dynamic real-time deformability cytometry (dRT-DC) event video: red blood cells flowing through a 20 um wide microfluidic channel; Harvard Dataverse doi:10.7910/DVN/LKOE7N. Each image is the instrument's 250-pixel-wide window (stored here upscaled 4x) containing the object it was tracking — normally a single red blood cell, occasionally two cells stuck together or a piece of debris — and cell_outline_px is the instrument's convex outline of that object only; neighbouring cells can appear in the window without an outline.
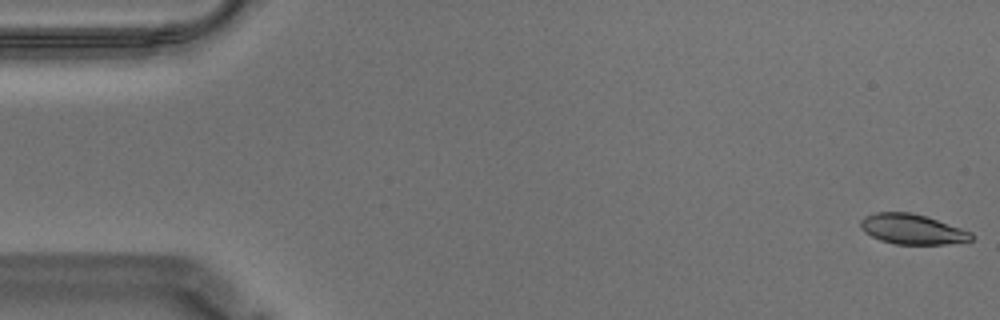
{"species": "Egyptian fruit bat (a non-hibernating species)", "species_latin": "Rousettus aegyptiacus", "temperature_condition": "warm", "stored_images_in_passage": 57, "camera_frame_rate_fps": 3000, "um_per_image_px": 0.085, "animal": {"sex": "male"}, "frame": {"image": 1, "passage_image": 1, "time_ms": 0.0, "image_size_px": [1000, 320], "cell_outline_px": [[976, 236], [972, 240], [944, 244], [896, 244], [880, 240], [864, 232], [860, 228], [860, 220], [864, 216], [876, 212], [908, 212], [924, 216], [972, 232]], "centroid_in_image_um": [77.51, 19.48], "position_along_channel_um": 7.5, "area_um2": 19.31}}
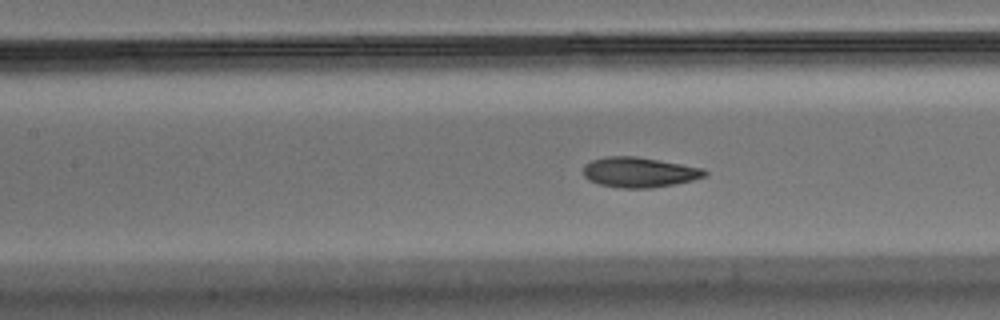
{"frame": {"image": 2, "passage_image": 25, "time_ms": 8.0, "image_size_px": [1000, 320], "cell_outline_px": [[708, 172], [704, 176], [692, 180], [652, 188], [620, 188], [600, 184], [588, 180], [584, 176], [584, 164], [592, 160], [604, 156], [636, 156], [704, 168]], "centroid_in_image_um": [54.31, 14.63], "position_along_channel_um": 153.1, "area_um2": 21.27}}
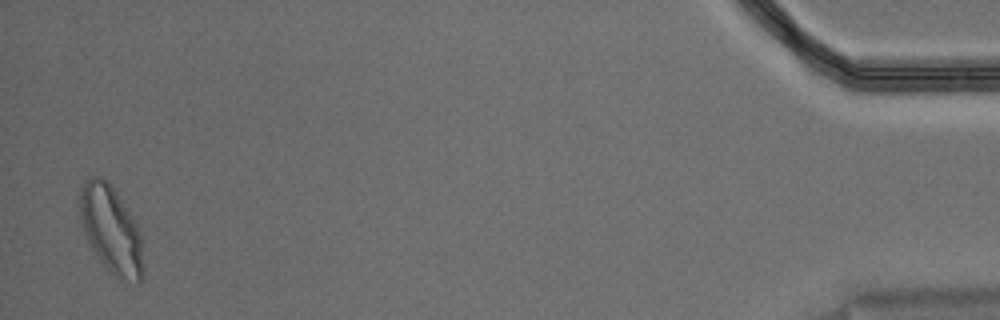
{"frame": {"image": 3, "passage_image": 56, "time_ms": 18.333, "image_size_px": [1000, 320], "cell_outline_px": [[144, 276], [140, 284], [136, 284], [120, 280], [100, 260], [92, 248], [84, 232], [76, 200], [80, 188], [88, 176], [100, 176], [116, 192], [132, 216], [140, 232], [144, 272]], "centroid_in_image_um": [9.43, 19.53], "position_along_channel_um": 425.8, "area_um2": 32.48}, "authors_computed_cell_mechanics": {"area_um2": 20.9236, "velocity_mm_per_s": 3.5037, "shape_relaxation_time_tau1_ms": 8.9627, "shape_relaxation_time_tau2_ms": 1.5638, "deformation_change_tau1": 0.2214, "deformation_change_tau2": 0.0589}}